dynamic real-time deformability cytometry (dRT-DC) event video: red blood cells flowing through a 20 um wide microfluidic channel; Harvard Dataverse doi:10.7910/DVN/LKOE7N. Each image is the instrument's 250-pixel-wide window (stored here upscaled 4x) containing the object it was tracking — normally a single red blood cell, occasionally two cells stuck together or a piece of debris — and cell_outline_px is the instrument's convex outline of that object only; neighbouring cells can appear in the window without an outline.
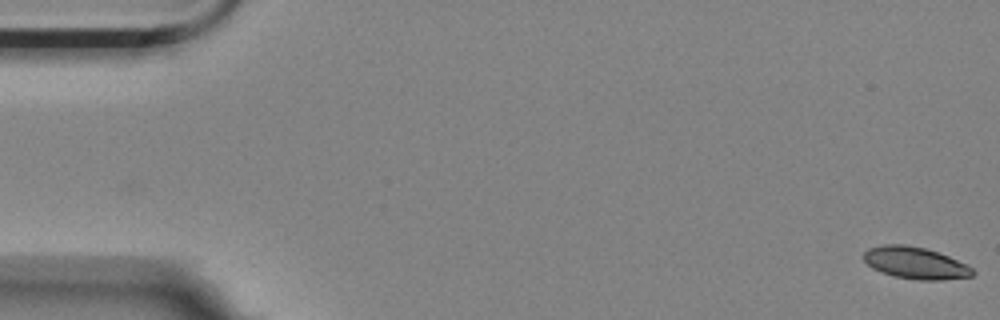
{"species": "Egyptian fruit bat (a non-hibernating species)", "species_latin": "Rousettus aegyptiacus", "temperature_condition": "room temperature", "stored_images_in_passage": 58, "camera_frame_rate_fps": 3000, "um_per_image_px": 0.085, "animal": {"sex": "female"}, "frame": {"image": 1, "passage_image": 1, "time_ms": 0.0, "image_size_px": [1000, 320], "cell_outline_px": [[976, 272], [972, 276], [944, 280], [920, 280], [892, 276], [880, 272], [872, 268], [864, 260], [864, 252], [868, 248], [884, 244], [904, 244], [924, 248], [948, 256], [972, 268]], "centroid_in_image_um": [77.78, 22.36], "position_along_channel_um": 7.2, "area_um2": 20.17}}
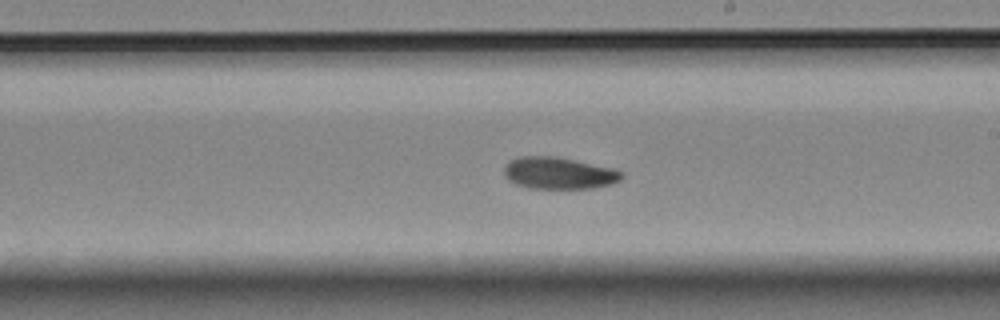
{"frame": {"image": 2, "passage_image": 33, "time_ms": 10.667, "image_size_px": [1000, 320], "cell_outline_px": [[624, 176], [620, 180], [612, 184], [592, 188], [528, 188], [516, 184], [508, 180], [504, 176], [504, 168], [512, 160], [520, 156], [552, 156], [612, 168], [624, 172]], "centroid_in_image_um": [47.5, 14.73], "position_along_channel_um": 241.5, "area_um2": 21.62}}
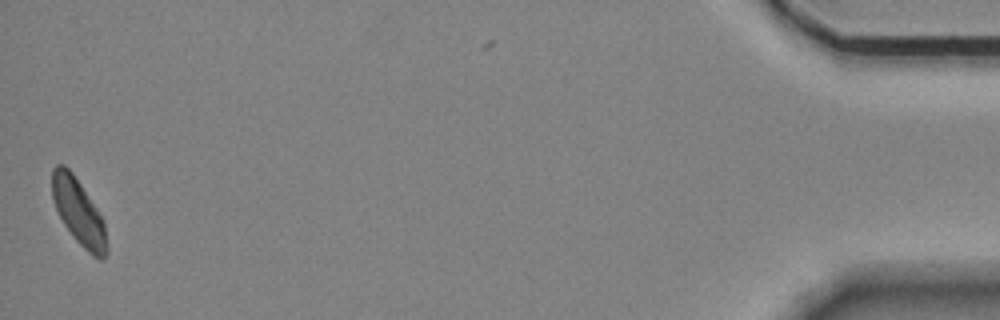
{"frame": {"image": 3, "passage_image": 57, "time_ms": 18.667, "image_size_px": [1000, 320], "cell_outline_px": [[108, 252], [104, 260], [100, 260], [92, 256], [72, 236], [64, 224], [56, 208], [52, 196], [52, 168], [56, 164], [64, 164], [72, 172], [104, 220], [108, 248]], "centroid_in_image_um": [6.7, 18.05], "position_along_channel_um": 428.5, "area_um2": 20.92}, "authors_computed_cell_mechanics": {"area_um2": 21.5305, "velocity_mm_per_s": 3.4801, "shape_relaxation_time_tau1_ms": 5.1817, "shape_relaxation_time_tau2_ms": 4.9884, "deformation_change_tau1": 0.1307, "deformation_change_tau2": 0.0867}}